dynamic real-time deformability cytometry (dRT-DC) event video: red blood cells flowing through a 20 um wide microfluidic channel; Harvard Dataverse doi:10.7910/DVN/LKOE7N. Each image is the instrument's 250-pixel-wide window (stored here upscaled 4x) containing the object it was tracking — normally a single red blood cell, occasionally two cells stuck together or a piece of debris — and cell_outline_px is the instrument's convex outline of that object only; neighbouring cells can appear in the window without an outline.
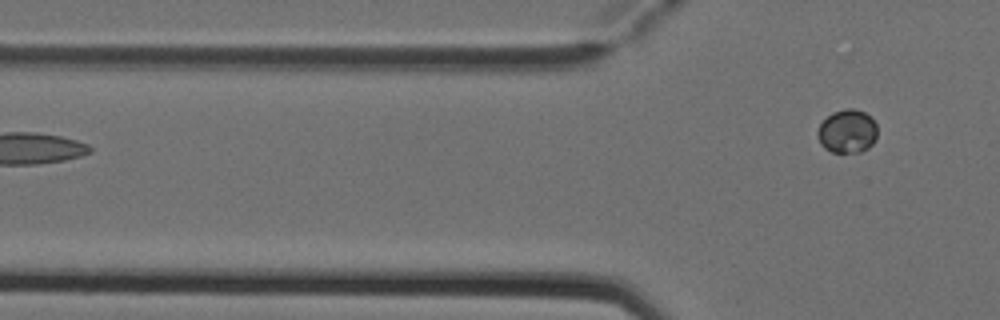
{"species": "Egyptian fruit bat (a non-hibernating species)", "species_latin": "Rousettus aegyptiacus", "temperature_condition": "cold", "stored_images_in_passage": 5, "camera_frame_rate_fps": 3000, "um_per_image_px": 0.085, "animal": {"sex": "female"}, "frame": {"image": 1, "passage_image": 5, "time_ms": 1.333, "image_size_px": [1000, 320], "cell_outline_px": [[876, 136], [872, 144], [868, 148], [860, 152], [832, 152], [824, 148], [820, 144], [816, 132], [820, 124], [832, 112], [844, 108], [852, 108], [864, 112], [872, 116], [876, 124]], "centroid_in_image_um": [72.01, 11.15], "position_along_channel_um": 53.8, "area_um2": 15.26}}